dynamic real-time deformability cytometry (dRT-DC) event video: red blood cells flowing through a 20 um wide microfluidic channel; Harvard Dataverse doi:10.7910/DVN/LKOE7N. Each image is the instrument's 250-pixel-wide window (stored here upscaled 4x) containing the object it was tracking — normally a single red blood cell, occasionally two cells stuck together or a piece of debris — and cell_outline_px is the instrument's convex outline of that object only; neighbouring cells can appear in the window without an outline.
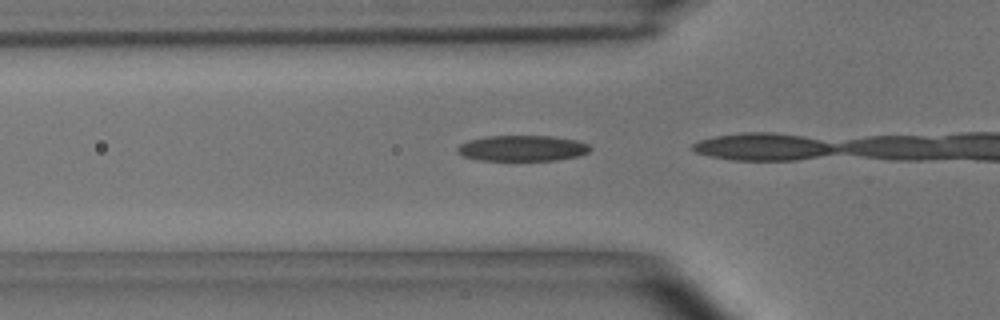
{"species": "common noctule bat (a hibernating species)", "species_latin": "Nyctalus noctula", "temperature_condition": "room temperature", "stored_images_in_passage": 4, "camera_frame_rate_fps": 3000, "um_per_image_px": 0.085, "animal": {"sex": "male", "body_mass_g": 15.6}, "frame": {"image": 1, "passage_image": 2, "time_ms": 0.333, "image_size_px": [1000, 320], "cell_outline_px": [[592, 148], [588, 152], [580, 156], [556, 160], [476, 160], [464, 156], [456, 152], [456, 148], [460, 144], [468, 140], [484, 136], [552, 136], [576, 140], [588, 144]], "centroid_in_image_um": [44.38, 12.6], "position_along_channel_um": 81.4, "area_um2": 20.06}}